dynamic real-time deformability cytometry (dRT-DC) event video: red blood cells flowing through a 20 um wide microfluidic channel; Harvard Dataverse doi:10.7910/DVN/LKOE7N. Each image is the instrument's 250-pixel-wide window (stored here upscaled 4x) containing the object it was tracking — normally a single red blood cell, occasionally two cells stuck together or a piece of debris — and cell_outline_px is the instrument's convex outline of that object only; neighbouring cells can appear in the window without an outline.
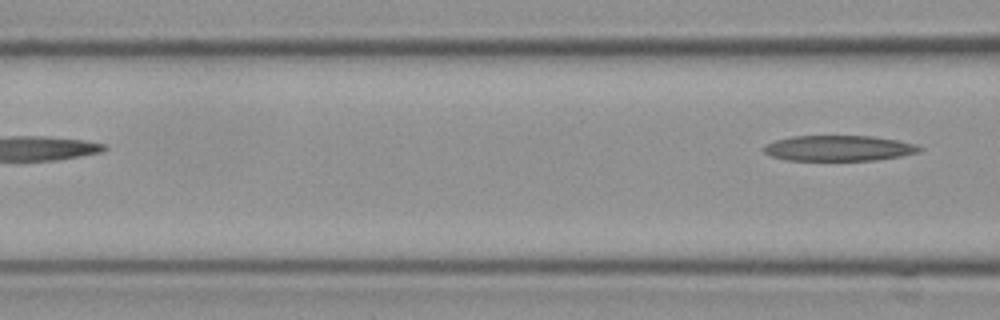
{"species": "Egyptian fruit bat (a non-hibernating species)", "species_latin": "Rousettus aegyptiacus", "temperature_condition": "cold", "stored_images_in_passage": 7, "segment_of_instrument_passage": [2, 2], "camera_frame_rate_fps": 3000, "um_per_image_px": 0.085, "frame": {"image": 1, "passage_image": 7, "time_ms": 2.0, "image_size_px": [1000, 320], "cell_outline_px": [[924, 148], [920, 152], [900, 156], [876, 160], [788, 160], [772, 156], [764, 152], [760, 148], [764, 144], [776, 140], [792, 136], [872, 136], [896, 140], [916, 144]], "centroid_in_image_um": [71.28, 12.59], "position_along_channel_um": 95.3, "area_um2": 23.24}}